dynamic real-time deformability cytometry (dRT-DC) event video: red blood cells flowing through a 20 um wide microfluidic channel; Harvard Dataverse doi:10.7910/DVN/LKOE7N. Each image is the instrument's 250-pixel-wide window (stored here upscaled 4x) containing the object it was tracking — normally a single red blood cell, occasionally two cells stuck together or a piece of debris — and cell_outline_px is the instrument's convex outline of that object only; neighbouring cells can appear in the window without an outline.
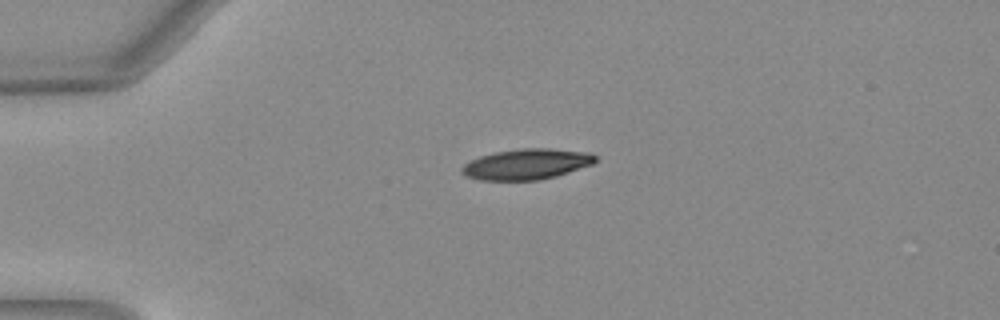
{"species": "Egyptian fruit bat (a non-hibernating species)", "species_latin": "Rousettus aegyptiacus", "temperature_condition": "warm", "stored_images_in_passage": 6, "camera_frame_rate_fps": 3000, "um_per_image_px": 0.085, "animal": {"sex": "female"}, "frame": {"image": 1, "passage_image": 1, "time_ms": 0.0, "image_size_px": [1000, 320], "cell_outline_px": [[596, 160], [592, 164], [556, 176], [536, 180], [480, 180], [464, 176], [460, 172], [460, 168], [464, 164], [480, 156], [496, 152], [520, 148], [548, 148], [592, 152], [596, 156]], "centroid_in_image_um": [44.75, 13.95], "position_along_channel_um": 40.3, "area_um2": 23.87}}
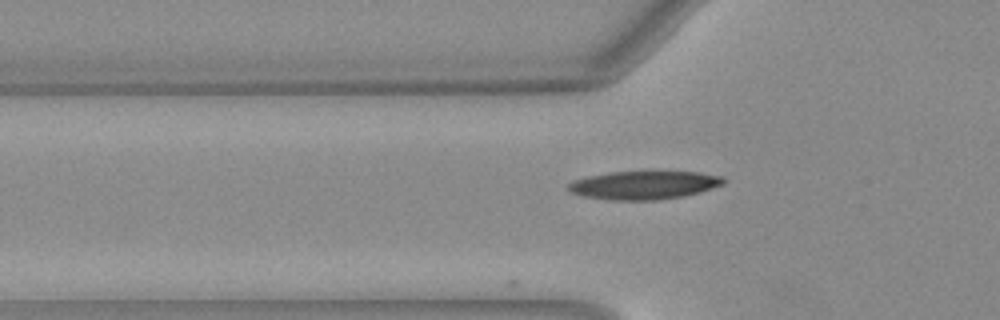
{"frame": {"image": 2, "passage_image": 6, "time_ms": 1.667, "image_size_px": [1000, 320], "cell_outline_px": [[724, 184], [700, 192], [684, 196], [656, 200], [612, 200], [584, 196], [572, 192], [568, 188], [568, 184], [572, 180], [588, 176], [608, 172], [648, 168], [700, 172], [724, 176]], "centroid_in_image_um": [54.79, 15.67], "position_along_channel_um": 71.0, "area_um2": 26.88}}